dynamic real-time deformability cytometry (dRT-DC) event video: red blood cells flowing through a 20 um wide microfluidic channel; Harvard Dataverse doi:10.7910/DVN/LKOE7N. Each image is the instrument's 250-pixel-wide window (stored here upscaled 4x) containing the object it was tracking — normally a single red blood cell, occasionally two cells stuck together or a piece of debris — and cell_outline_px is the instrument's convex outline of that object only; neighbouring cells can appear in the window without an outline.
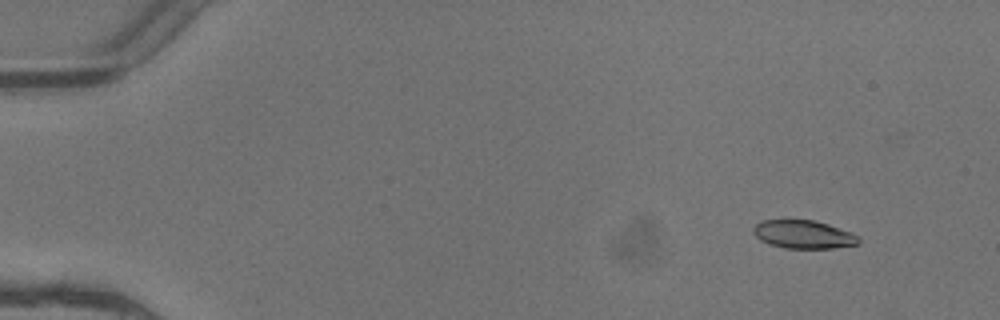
{"species": "common noctule bat (a hibernating species)", "species_latin": "Nyctalus noctula", "temperature_condition": "warm", "stored_images_in_passage": 5, "camera_frame_rate_fps": 3000, "um_per_image_px": 0.085, "animal": {"sex": "female"}, "frame": {"image": 1, "passage_image": 2, "time_ms": 0.333, "image_size_px": [1000, 320], "cell_outline_px": [[860, 244], [832, 248], [784, 248], [768, 244], [760, 240], [752, 232], [752, 228], [760, 220], [812, 220], [828, 224], [852, 232], [860, 240]], "centroid_in_image_um": [68.27, 19.92], "position_along_channel_um": 16.7, "area_um2": 17.4}}
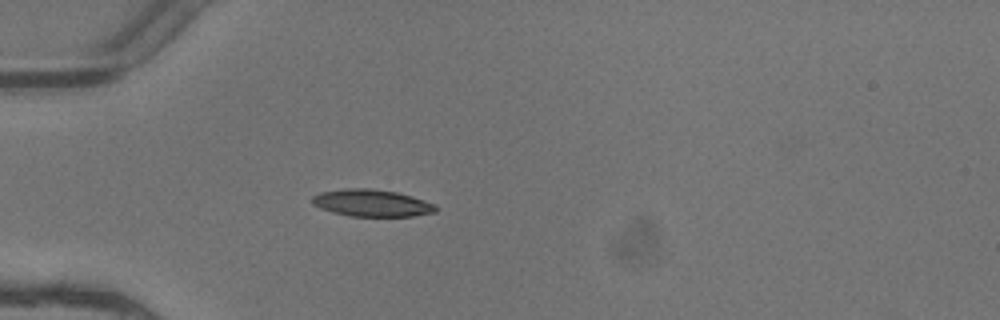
{"frame": {"image": 2, "passage_image": 5, "time_ms": 1.333, "image_size_px": [1000, 320], "cell_outline_px": [[436, 212], [412, 216], [352, 216], [332, 212], [320, 208], [312, 204], [312, 196], [320, 192], [344, 188], [372, 188], [396, 192], [412, 196], [436, 204]], "centroid_in_image_um": [31.59, 17.25], "position_along_channel_um": 53.4, "area_um2": 19.54}}